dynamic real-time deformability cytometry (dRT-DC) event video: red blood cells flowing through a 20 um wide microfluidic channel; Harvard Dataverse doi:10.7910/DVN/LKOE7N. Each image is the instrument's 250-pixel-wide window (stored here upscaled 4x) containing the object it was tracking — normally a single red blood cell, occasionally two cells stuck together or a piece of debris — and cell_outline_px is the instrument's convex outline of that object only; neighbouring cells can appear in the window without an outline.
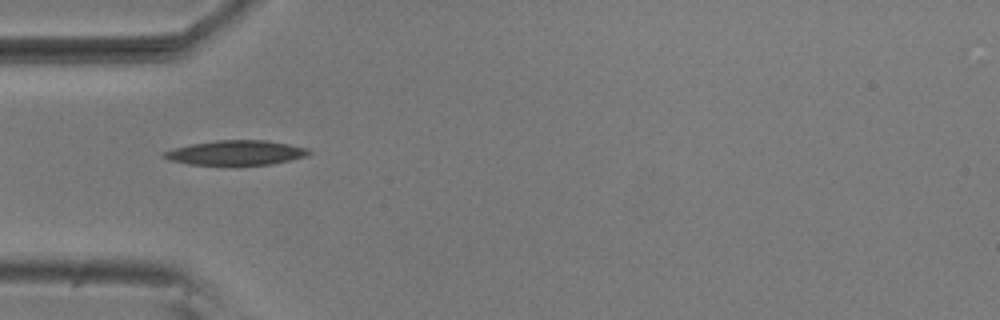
{"species": "common noctule bat (a hibernating species)", "species_latin": "Nyctalus noctula", "temperature_condition": "room temperature", "stored_images_in_passage": 39, "camera_frame_rate_fps": 3000, "um_per_image_px": 0.085, "animal": {"sex": "male", "body_mass_g": 20.5, "forearm_length_mm": 52.5}, "frame": {"image": 1, "passage_image": 1, "time_ms": 0.0, "image_size_px": [1000, 320], "cell_outline_px": [[312, 152], [304, 156], [272, 164], [188, 164], [168, 160], [160, 156], [164, 152], [176, 148], [192, 144], [216, 140], [268, 140], [308, 148]], "centroid_in_image_um": [20.04, 12.97], "position_along_channel_um": 65.0, "area_um2": 20.46}}
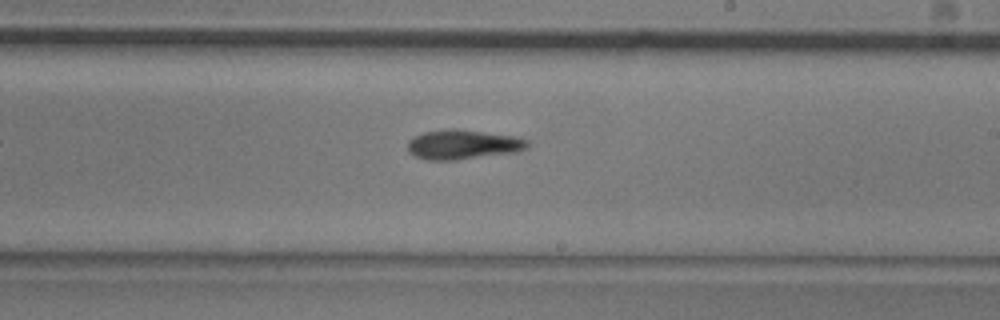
{"frame": {"image": 2, "passage_image": 16, "time_ms": 5.0, "image_size_px": [1000, 320], "cell_outline_px": [[528, 148], [516, 152], [456, 160], [428, 160], [416, 156], [408, 152], [408, 140], [412, 136], [424, 132], [448, 128], [456, 128], [512, 136], [528, 140]], "centroid_in_image_um": [39.31, 12.28], "position_along_channel_um": 249.7, "area_um2": 20.69}}
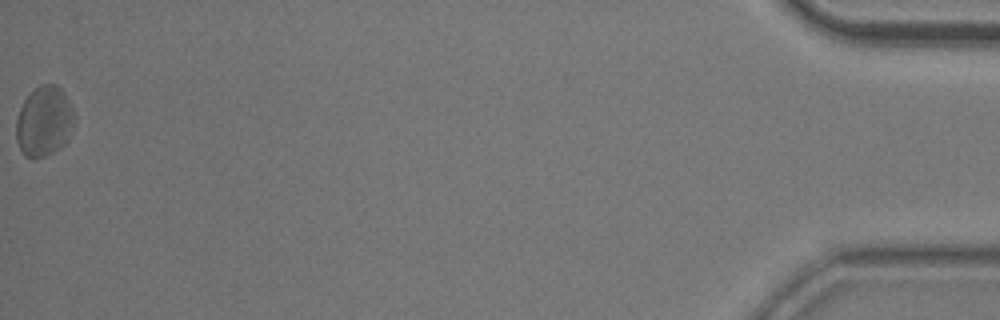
{"frame": {"image": 3, "passage_image": 39, "time_ms": 12.667, "image_size_px": [1000, 320], "cell_outline_px": [[76, 116], [68, 140], [64, 144], [52, 152], [36, 160], [24, 156], [16, 140], [16, 120], [20, 108], [24, 100], [32, 88], [40, 84], [56, 84], [64, 92]], "centroid_in_image_um": [3.74, 10.31], "position_along_channel_um": 431.5, "area_um2": 24.1}, "authors_computed_cell_mechanics": {"area_um2": 20.4612, "velocity_mm_per_s": 3.6912, "shape_relaxation_time_tau1_ms": 5.671, "shape_relaxation_time_tau2_ms": null, "deformation_change_tau1": 0.1276, "deformation_change_tau2": null}}